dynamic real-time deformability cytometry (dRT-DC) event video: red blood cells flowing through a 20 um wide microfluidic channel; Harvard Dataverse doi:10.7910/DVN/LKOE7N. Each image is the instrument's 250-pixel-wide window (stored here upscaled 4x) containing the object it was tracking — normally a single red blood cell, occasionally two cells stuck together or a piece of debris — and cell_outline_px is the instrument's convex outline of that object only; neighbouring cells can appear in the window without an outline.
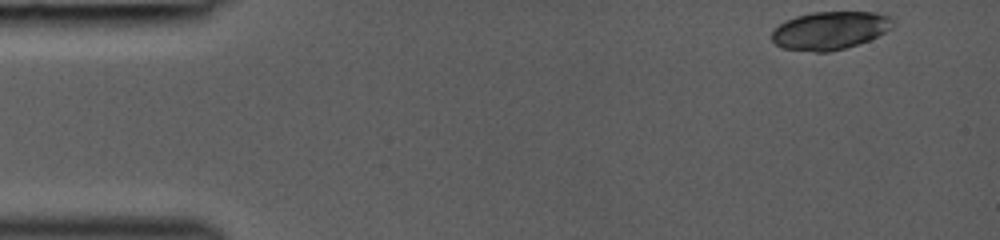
{"species": "common noctule bat (a hibernating species)", "species_latin": "Nyctalus noctula", "temperature_condition": "room temperature", "stored_images_in_passage": 36, "camera_frame_rate_fps": 3000, "um_per_image_px": 0.085, "animal": {"sex": "female", "body_mass_g": 19.0, "forearm_length_mm": 53.3}, "frame": {"image": 1, "passage_image": 1, "time_ms": 0.0, "image_size_px": [1000, 240], "cell_outline_px": [[896, 20], [892, 28], [868, 40], [844, 48], [828, 52], [816, 52], [784, 48], [776, 44], [772, 40], [772, 32], [780, 24], [796, 16], [812, 12], [876, 12], [888, 16]], "centroid_in_image_um": [70.57, 2.58], "position_along_channel_um": 14.4, "area_um2": 26.59}}
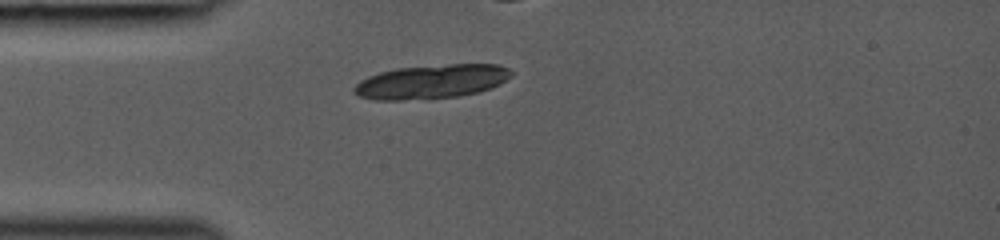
{"frame": {"image": 2, "passage_image": 10, "time_ms": 3.0, "image_size_px": [1000, 240], "cell_outline_px": [[512, 76], [500, 84], [492, 88], [460, 96], [400, 100], [372, 100], [360, 96], [352, 92], [352, 88], [360, 80], [368, 76], [380, 72], [396, 68], [448, 64], [496, 64], [508, 68], [512, 72]], "centroid_in_image_um": [36.66, 6.94], "position_along_channel_um": 48.3, "area_um2": 31.21}}